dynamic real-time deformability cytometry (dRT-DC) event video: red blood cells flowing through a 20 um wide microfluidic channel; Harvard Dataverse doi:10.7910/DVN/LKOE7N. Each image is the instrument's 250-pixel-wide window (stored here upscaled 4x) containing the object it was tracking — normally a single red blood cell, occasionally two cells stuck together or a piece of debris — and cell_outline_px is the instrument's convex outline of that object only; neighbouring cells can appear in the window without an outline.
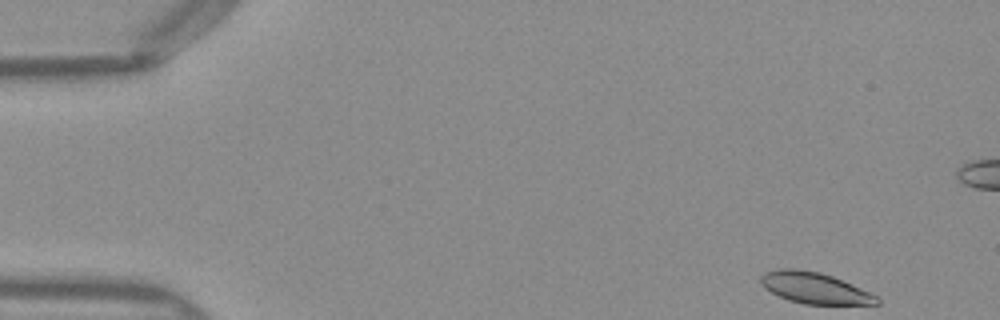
{"species": "Egyptian fruit bat (a non-hibernating species)", "species_latin": "Rousettus aegyptiacus", "temperature_condition": "warm", "stored_images_in_passage": 49, "camera_frame_rate_fps": 3000, "um_per_image_px": 0.085, "frame": {"image": 1, "passage_image": 1, "time_ms": 0.0, "image_size_px": [1000, 320], "cell_outline_px": [[880, 304], [804, 304], [788, 300], [764, 288], [760, 284], [760, 276], [764, 272], [780, 268], [796, 268], [820, 272], [832, 276], [860, 288], [876, 296], [880, 300]], "centroid_in_image_um": [69.19, 24.47], "position_along_channel_um": 15.8, "area_um2": 20.98}}
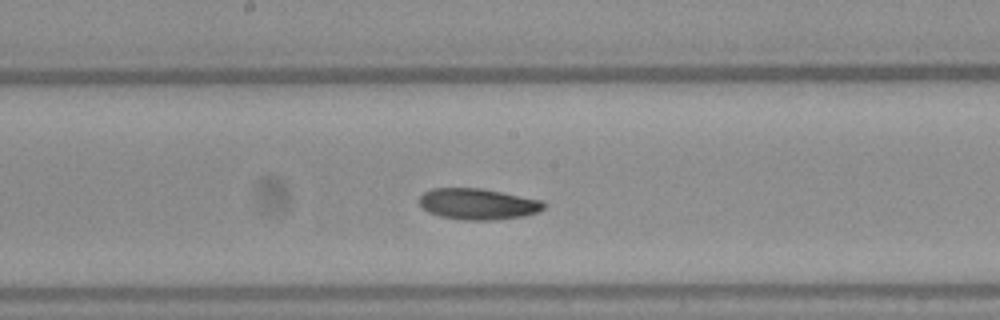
{"frame": {"image": 2, "passage_image": 24, "time_ms": 7.667, "image_size_px": [1000, 320], "cell_outline_px": [[544, 208], [536, 212], [524, 216], [488, 220], [464, 220], [440, 216], [428, 212], [420, 204], [420, 196], [424, 192], [432, 188], [480, 188], [544, 200]], "centroid_in_image_um": [40.62, 17.33], "position_along_channel_um": 207.6, "area_um2": 22.43}}
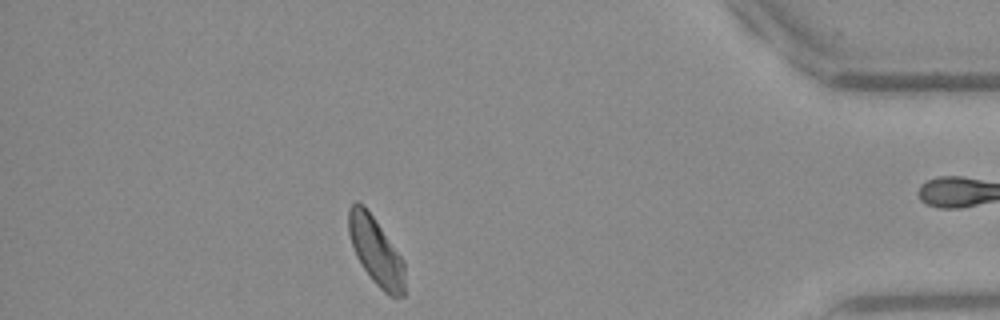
{"frame": {"image": 3, "passage_image": 42, "time_ms": 13.667, "image_size_px": [1000, 320], "cell_outline_px": [[404, 296], [388, 296], [372, 280], [356, 256], [348, 232], [348, 208], [356, 200], [364, 204], [404, 260]], "centroid_in_image_um": [31.94, 21.32], "position_along_channel_um": 403.3, "area_um2": 22.08}}